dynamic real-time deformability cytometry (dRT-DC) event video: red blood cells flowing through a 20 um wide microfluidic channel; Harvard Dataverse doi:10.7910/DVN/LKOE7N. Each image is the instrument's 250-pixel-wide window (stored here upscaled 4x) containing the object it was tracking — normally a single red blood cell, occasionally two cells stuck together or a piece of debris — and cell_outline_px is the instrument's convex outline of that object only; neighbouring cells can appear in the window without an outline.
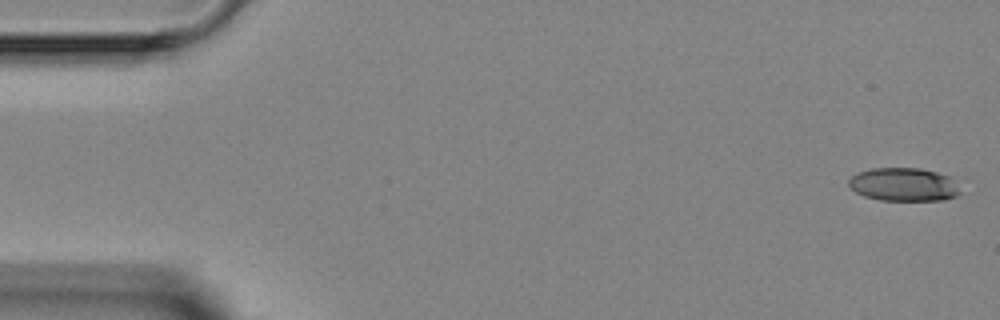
{"species": "Egyptian fruit bat (a non-hibernating species)", "species_latin": "Rousettus aegyptiacus", "temperature_condition": "room temperature", "stored_images_in_passage": 4, "camera_frame_rate_fps": 3000, "um_per_image_px": 0.085, "animal": {"sex": "female"}, "frame": {"image": 1, "passage_image": 1, "time_ms": 0.0, "image_size_px": [1000, 320], "cell_outline_px": [[968, 192], [944, 200], [880, 200], [864, 196], [856, 192], [848, 184], [848, 180], [852, 176], [860, 172], [872, 168], [920, 168], [936, 172], [948, 176]], "centroid_in_image_um": [76.9, 15.69], "position_along_channel_um": 8.1, "area_um2": 21.91}}
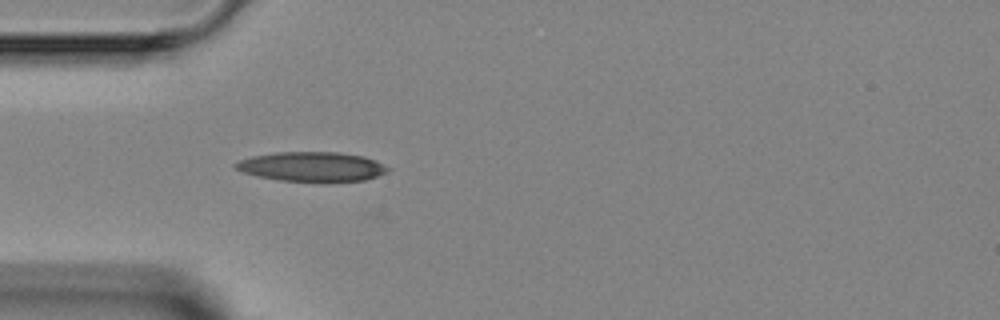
{"frame": {"image": 2, "passage_image": 4, "time_ms": 4.333, "image_size_px": [1000, 320], "cell_outline_px": [[392, 168], [388, 172], [364, 180], [280, 180], [256, 176], [244, 172], [236, 168], [232, 164], [240, 160], [252, 156], [276, 152], [336, 152], [364, 156], [376, 160]], "centroid_in_image_um": [26.52, 14.14], "position_along_channel_um": 58.5, "area_um2": 25.78}}